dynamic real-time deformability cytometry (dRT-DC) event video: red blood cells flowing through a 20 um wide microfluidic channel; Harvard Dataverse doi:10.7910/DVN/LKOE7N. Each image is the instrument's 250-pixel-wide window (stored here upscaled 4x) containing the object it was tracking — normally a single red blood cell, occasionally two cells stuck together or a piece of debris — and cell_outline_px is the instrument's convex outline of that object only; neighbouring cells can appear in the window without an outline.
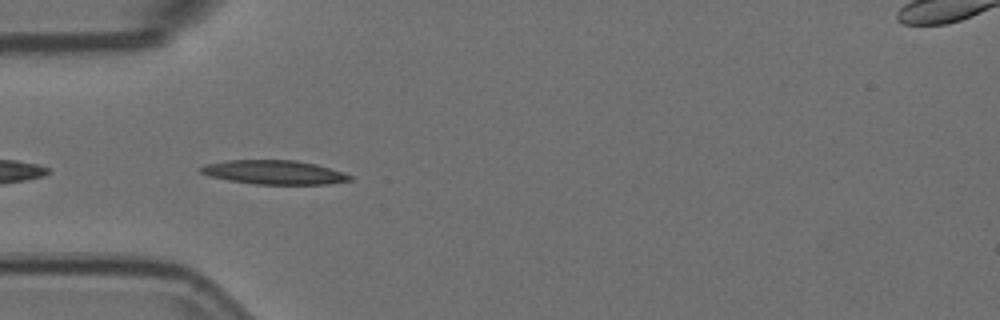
{"species": "Egyptian fruit bat (a non-hibernating species)", "species_latin": "Rousettus aegyptiacus", "temperature_condition": "room temperature", "stored_images_in_passage": 40, "camera_frame_rate_fps": 3000, "um_per_image_px": 0.085, "animal": {"sex": "female"}, "frame": {"image": 1, "passage_image": 2, "time_ms": 0.333, "image_size_px": [1000, 320], "cell_outline_px": [[352, 180], [328, 184], [256, 184], [208, 176], [200, 172], [200, 168], [204, 164], [228, 160], [296, 160], [316, 164], [344, 172], [352, 176]], "centroid_in_image_um": [23.32, 14.64], "position_along_channel_um": 61.7, "area_um2": 20.81}}
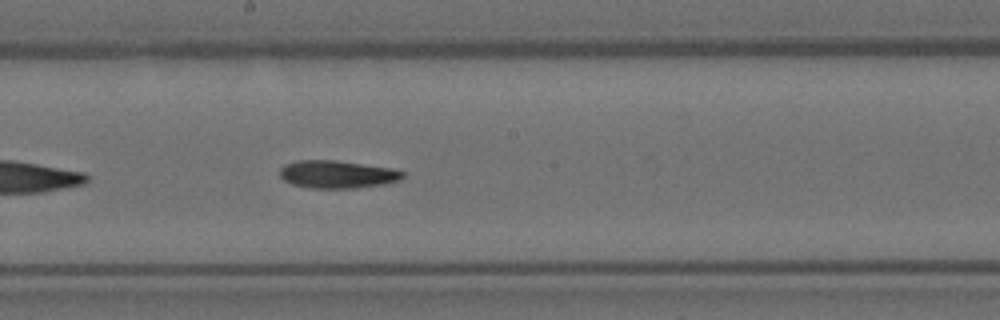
{"frame": {"image": 2, "passage_image": 15, "time_ms": 4.667, "image_size_px": [1000, 320], "cell_outline_px": [[404, 176], [400, 180], [384, 184], [356, 188], [308, 188], [292, 184], [284, 180], [280, 176], [280, 168], [284, 164], [296, 160], [332, 160], [392, 168], [404, 172]], "centroid_in_image_um": [28.64, 14.82], "position_along_channel_um": 219.6, "area_um2": 19.88}}
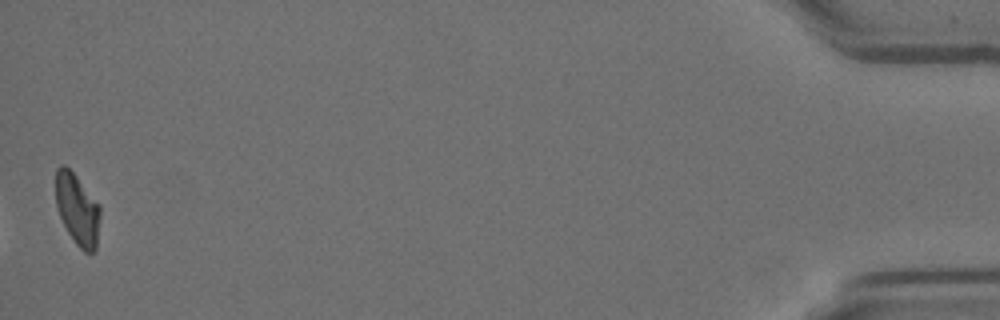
{"frame": {"image": 3, "passage_image": 40, "time_ms": 13.0, "image_size_px": [1000, 320], "cell_outline_px": [[100, 216], [96, 248], [92, 252], [84, 252], [76, 244], [68, 232], [60, 216], [56, 204], [56, 168], [60, 164], [64, 164], [76, 176], [100, 204]], "centroid_in_image_um": [6.58, 17.78], "position_along_channel_um": 428.6, "area_um2": 18.38}, "authors_computed_cell_mechanics": {"area_um2": 19.6231, "velocity_mm_per_s": 3.6607, "shape_relaxation_time_tau1_ms": 8.5251, "shape_relaxation_time_tau2_ms": null, "deformation_change_tau1": 0.2213, "deformation_change_tau2": null}}